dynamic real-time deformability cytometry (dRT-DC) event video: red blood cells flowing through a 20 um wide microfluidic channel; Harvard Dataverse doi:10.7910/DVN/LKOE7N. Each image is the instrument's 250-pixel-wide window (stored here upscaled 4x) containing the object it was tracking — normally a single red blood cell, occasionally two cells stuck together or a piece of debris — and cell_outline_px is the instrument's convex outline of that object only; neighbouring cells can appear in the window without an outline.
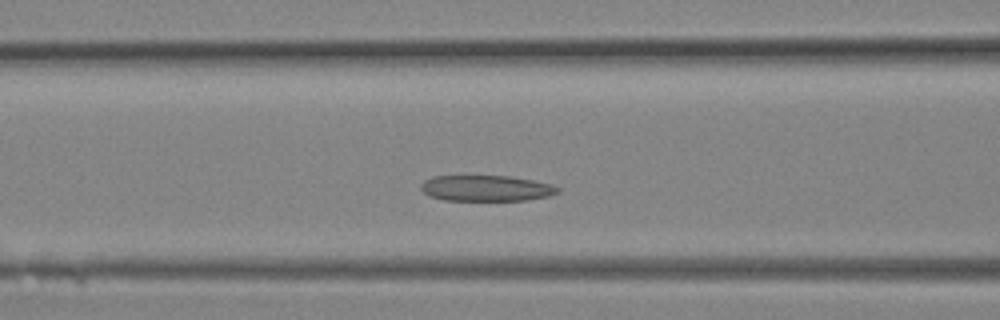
{"species": "Egyptian fruit bat (a non-hibernating species)", "species_latin": "Rousettus aegyptiacus", "temperature_condition": "room temperature", "stored_images_in_passage": 14, "camera_frame_rate_fps": 3000, "um_per_image_px": 0.085, "animal": {"sex": "female"}, "frame": {"image": 1, "passage_image": 7, "time_ms": 2.0, "image_size_px": [1000, 320], "cell_outline_px": [[560, 192], [548, 196], [528, 200], [444, 200], [428, 196], [420, 188], [420, 184], [424, 180], [432, 176], [508, 176], [532, 180], [552, 184], [560, 188]], "centroid_in_image_um": [41.32, 16.0], "position_along_channel_um": 125.3, "area_um2": 20.69}}
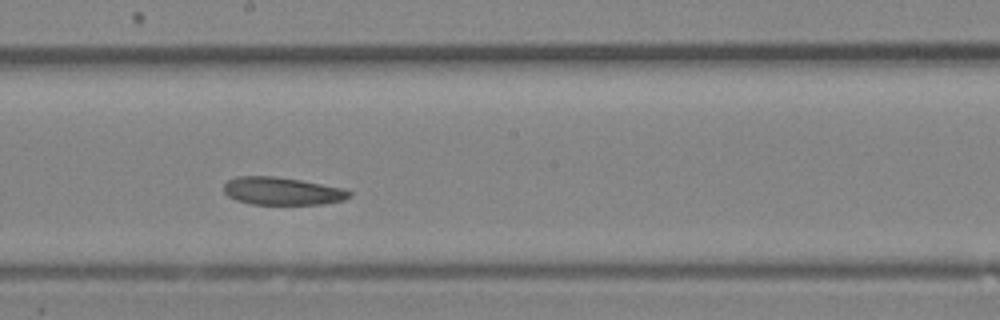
{"frame": {"image": 2, "passage_image": 11, "time_ms": 3.333, "image_size_px": [1000, 320], "cell_outline_px": [[352, 196], [344, 200], [324, 204], [252, 204], [236, 200], [228, 196], [224, 192], [224, 184], [228, 180], [236, 176], [276, 176], [300, 180], [344, 188], [352, 192]], "centroid_in_image_um": [24.0, 16.24], "position_along_channel_um": 224.2, "area_um2": 20.4}}
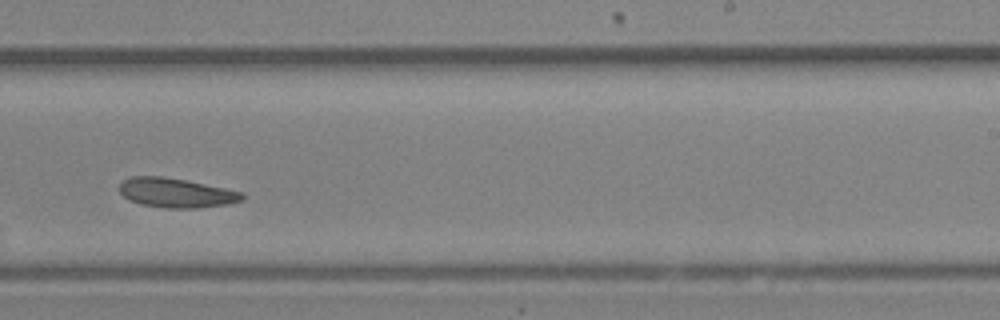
{"frame": {"image": 3, "passage_image": 13, "time_ms": 4.0, "image_size_px": [1000, 320], "cell_outline_px": [[244, 200], [228, 204], [200, 208], [164, 208], [140, 204], [128, 200], [120, 192], [120, 184], [124, 180], [132, 176], [164, 176], [244, 192]], "centroid_in_image_um": [14.98, 16.4], "position_along_channel_um": 274.0, "area_um2": 21.1}}